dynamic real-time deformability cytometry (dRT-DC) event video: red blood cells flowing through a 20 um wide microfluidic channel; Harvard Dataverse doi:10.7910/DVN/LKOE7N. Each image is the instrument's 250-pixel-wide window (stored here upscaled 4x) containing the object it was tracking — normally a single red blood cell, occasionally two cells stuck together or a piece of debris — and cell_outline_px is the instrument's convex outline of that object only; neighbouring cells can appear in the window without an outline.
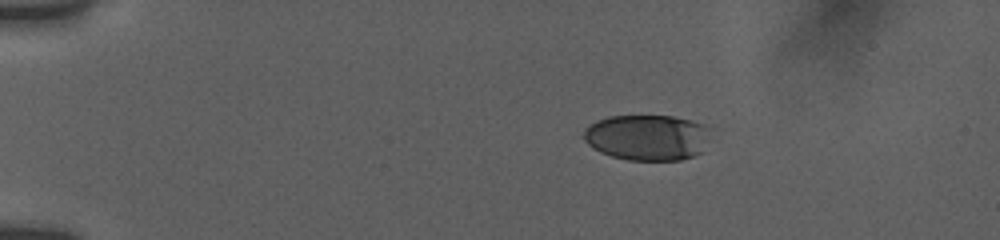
{"species": "human", "species_latin": "Homo sapiens", "temperature_condition": "room temperature", "stored_images_in_passage": 5, "camera_frame_rate_fps": 3000, "um_per_image_px": 0.085, "donor": {"sex": "female"}, "frame": {"image": 1, "passage_image": 1, "time_ms": 0.0, "image_size_px": [1000, 240], "cell_outline_px": [[712, 128], [704, 152], [680, 160], [628, 160], [612, 156], [600, 152], [588, 144], [584, 140], [584, 128], [596, 120], [608, 116], [672, 116], [704, 124]], "centroid_in_image_um": [55.05, 11.68], "position_along_channel_um": 30.0, "area_um2": 34.16}}
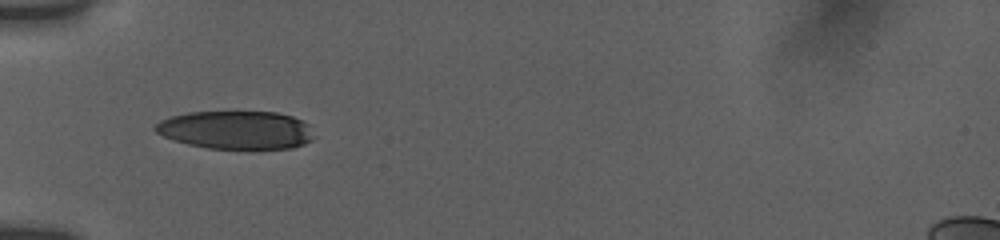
{"frame": {"image": 2, "passage_image": 4, "time_ms": 3.0, "image_size_px": [1000, 240], "cell_outline_px": [[312, 140], [304, 144], [292, 148], [248, 152], [208, 148], [188, 144], [164, 136], [156, 132], [152, 128], [160, 120], [172, 116], [188, 112], [276, 112], [292, 116], [304, 120], [308, 124]], "centroid_in_image_um": [20.09, 11.09], "position_along_channel_um": 64.9, "area_um2": 36.24}}
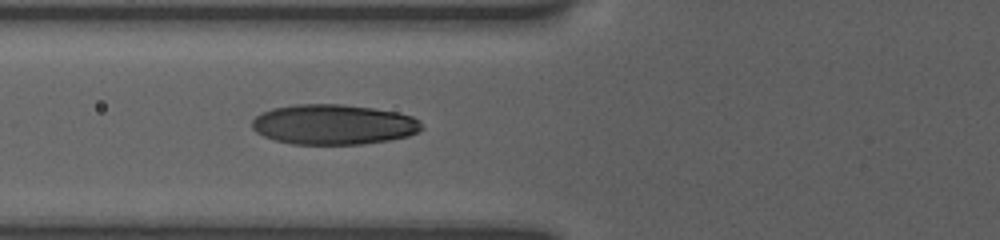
{"frame": {"image": 3, "passage_image": 5, "time_ms": 4.0, "image_size_px": [1000, 240], "cell_outline_px": [[424, 128], [408, 136], [388, 140], [360, 144], [292, 144], [276, 140], [264, 136], [256, 132], [252, 128], [252, 120], [260, 112], [272, 108], [296, 104], [344, 104], [372, 108], [396, 112], [412, 116], [420, 120]], "centroid_in_image_um": [28.34, 10.57], "position_along_channel_um": 97.5, "area_um2": 39.77}}